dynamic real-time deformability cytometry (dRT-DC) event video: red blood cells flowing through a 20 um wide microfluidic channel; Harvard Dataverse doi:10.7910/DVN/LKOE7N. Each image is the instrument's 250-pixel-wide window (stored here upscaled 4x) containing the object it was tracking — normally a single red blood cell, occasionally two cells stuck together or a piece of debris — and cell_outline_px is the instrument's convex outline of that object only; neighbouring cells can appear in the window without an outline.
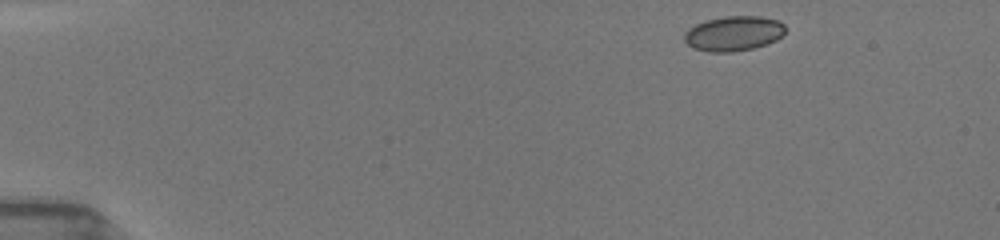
{"species": "common noctule bat (a hibernating species)", "species_latin": "Nyctalus noctula", "temperature_condition": "room temperature", "stored_images_in_passage": 52, "camera_frame_rate_fps": 3000, "um_per_image_px": 0.085, "animal": {"sex": "female", "body_mass_g": 19.5, "forearm_length_mm": 54.1}, "frame": {"image": 1, "passage_image": 1, "time_ms": 0.0, "image_size_px": [1000, 240], "cell_outline_px": [[784, 32], [776, 40], [768, 44], [752, 48], [732, 52], [708, 52], [692, 48], [684, 40], [684, 32], [688, 28], [704, 20], [724, 16], [760, 16], [780, 20], [784, 24]], "centroid_in_image_um": [62.33, 2.84], "position_along_channel_um": 22.7, "area_um2": 20.75}}
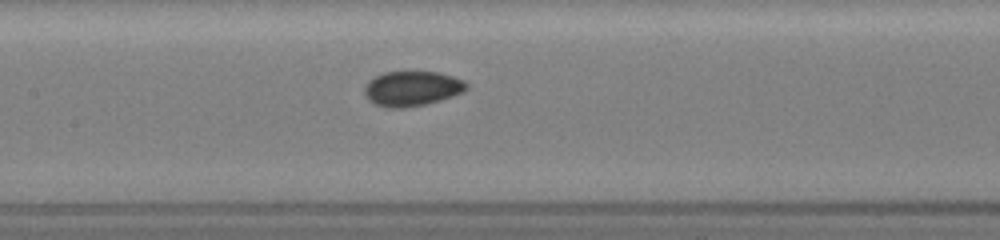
{"frame": {"image": 2, "passage_image": 21, "time_ms": 6.333, "image_size_px": [1000, 240], "cell_outline_px": [[468, 88], [464, 92], [440, 100], [424, 104], [404, 108], [388, 108], [376, 104], [368, 100], [364, 92], [364, 84], [368, 80], [384, 72], [440, 72], [464, 80], [468, 84]], "centroid_in_image_um": [35.01, 7.52], "position_along_channel_um": 172.4, "area_um2": 20.87}}
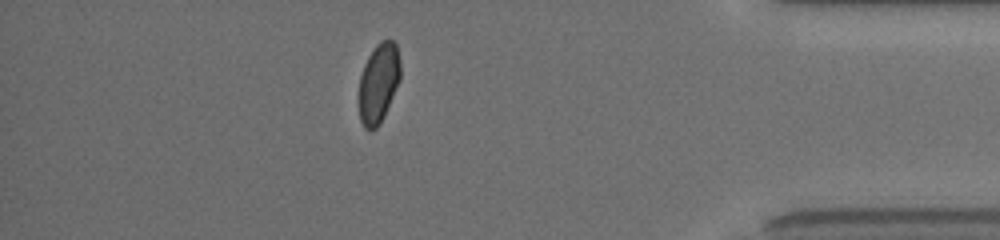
{"frame": {"image": 3, "passage_image": 46, "time_ms": 13.0, "image_size_px": [1000, 240], "cell_outline_px": [[400, 80], [384, 116], [380, 124], [376, 128], [364, 128], [360, 120], [360, 76], [364, 64], [368, 56], [376, 44], [380, 40], [392, 40], [396, 44], [400, 60]], "centroid_in_image_um": [32.19, 7.02], "position_along_channel_um": 403.0, "area_um2": 19.07}, "authors_computed_cell_mechanics": {"area_um2": 20.4612, "velocity_mm_per_s": 3.949, "shape_relaxation_time_tau1_ms": 5.66, "shape_relaxation_time_tau2_ms": 1.9502, "deformation_change_tau1": 0.0928, "deformation_change_tau2": 0.0408}}